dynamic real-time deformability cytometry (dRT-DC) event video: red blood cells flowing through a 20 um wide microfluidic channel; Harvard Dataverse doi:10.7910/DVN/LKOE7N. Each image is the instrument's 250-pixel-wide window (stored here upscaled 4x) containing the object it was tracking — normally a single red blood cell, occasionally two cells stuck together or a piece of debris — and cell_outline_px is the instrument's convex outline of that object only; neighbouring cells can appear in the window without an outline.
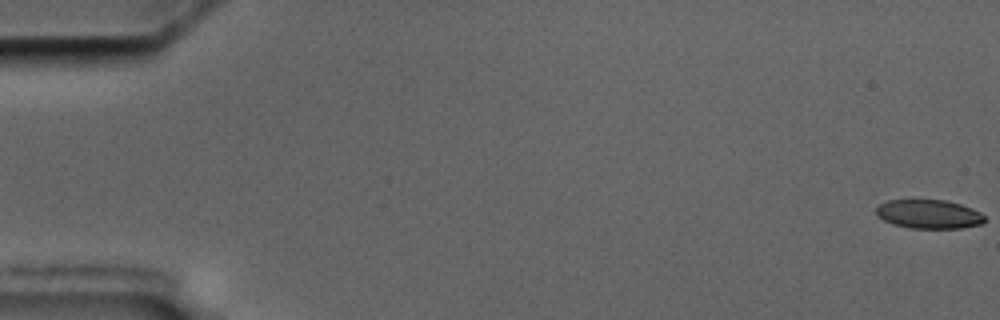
{"species": "common noctule bat (a hibernating species)", "species_latin": "Nyctalus noctula", "temperature_condition": "cold", "stored_images_in_passage": 6, "camera_frame_rate_fps": 3000, "um_per_image_px": 0.085, "animal": {"sex": "male", "body_mass_g": 17.5, "forearm_length_mm": 52.3}, "frame": {"image": 1, "passage_image": 1, "time_ms": 0.0, "image_size_px": [1000, 320], "cell_outline_px": [[984, 220], [980, 224], [960, 228], [908, 228], [892, 224], [876, 216], [876, 208], [880, 204], [888, 200], [912, 196], [944, 200], [960, 204], [972, 208], [980, 212], [984, 216]], "centroid_in_image_um": [78.87, 18.15], "position_along_channel_um": 6.1, "area_um2": 19.02}}
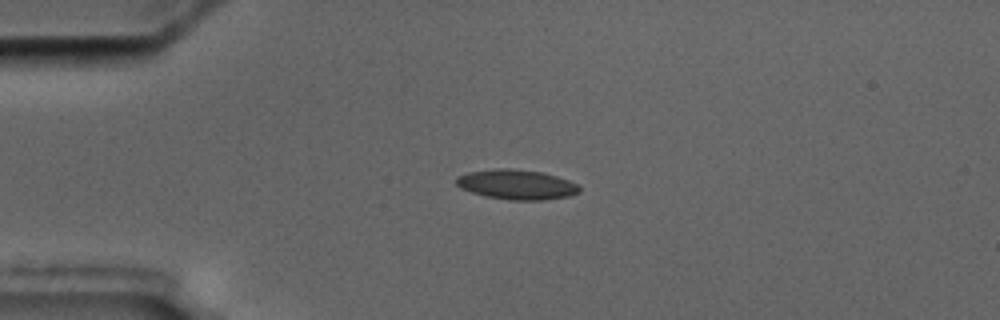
{"frame": {"image": 2, "passage_image": 5, "time_ms": 4.667, "image_size_px": [1000, 320], "cell_outline_px": [[580, 192], [568, 196], [544, 200], [512, 200], [484, 196], [460, 188], [456, 184], [456, 176], [468, 172], [496, 168], [512, 168], [540, 172], [556, 176], [568, 180], [576, 184], [580, 188]], "centroid_in_image_um": [43.88, 15.68], "position_along_channel_um": 41.1, "area_um2": 21.39}}